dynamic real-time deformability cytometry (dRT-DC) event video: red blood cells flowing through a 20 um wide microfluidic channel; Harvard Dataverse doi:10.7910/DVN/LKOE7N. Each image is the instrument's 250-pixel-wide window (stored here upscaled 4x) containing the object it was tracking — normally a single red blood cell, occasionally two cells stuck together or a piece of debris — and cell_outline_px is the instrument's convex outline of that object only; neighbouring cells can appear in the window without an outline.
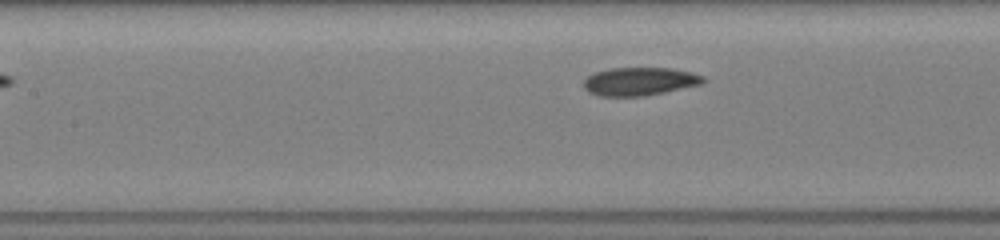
{"species": "common noctule bat (a hibernating species)", "species_latin": "Nyctalus noctula", "temperature_condition": "room temperature", "stored_images_in_passage": 7, "segment_of_instrument_passage": [2, 2], "camera_frame_rate_fps": 3000, "um_per_image_px": 0.085, "animal": {"sex": "female", "body_mass_g": 19.5, "forearm_length_mm": 54.1}, "frame": {"image": 1, "passage_image": 7, "time_ms": 4.333, "image_size_px": [1000, 240], "cell_outline_px": [[704, 80], [700, 84], [664, 92], [644, 96], [600, 96], [588, 92], [584, 88], [584, 80], [588, 76], [596, 72], [612, 68], [672, 68], [692, 72], [704, 76]], "centroid_in_image_um": [54.35, 6.92], "position_along_channel_um": 153.0, "area_um2": 19.48}}